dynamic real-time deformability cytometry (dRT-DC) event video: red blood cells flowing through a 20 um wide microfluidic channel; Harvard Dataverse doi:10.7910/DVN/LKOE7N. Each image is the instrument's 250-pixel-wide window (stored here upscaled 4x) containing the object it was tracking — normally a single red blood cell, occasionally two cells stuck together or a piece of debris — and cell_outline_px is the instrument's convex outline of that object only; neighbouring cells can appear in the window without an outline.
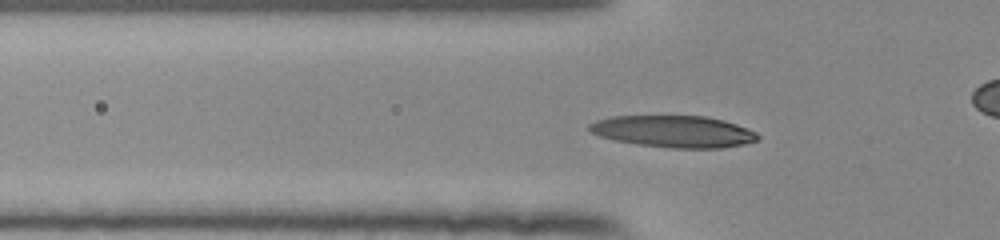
{"species": "human", "species_latin": "Homo sapiens", "temperature_condition": "room temperature", "stored_images_in_passage": 52, "camera_frame_rate_fps": 3000, "um_per_image_px": 0.085, "donor": {"sex": "female"}, "frame": {"image": 1, "passage_image": 16, "time_ms": 5.0, "image_size_px": [1000, 240], "cell_outline_px": [[760, 136], [756, 140], [744, 144], [720, 148], [672, 148], [640, 144], [616, 140], [600, 136], [592, 132], [588, 128], [588, 124], [596, 120], [612, 116], [704, 116], [724, 120], [748, 128], [756, 132]], "centroid_in_image_um": [57.28, 11.17], "position_along_channel_um": 68.5, "area_um2": 31.04}}
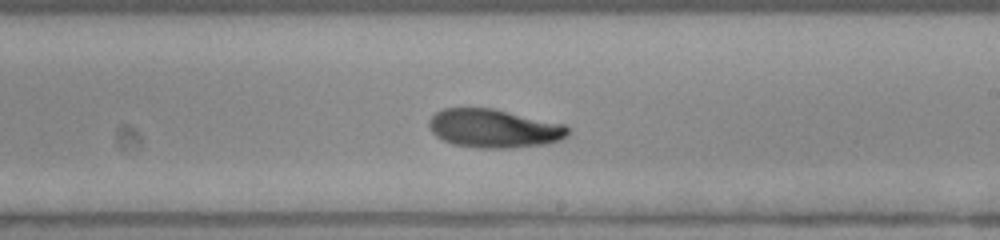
{"frame": {"image": 2, "passage_image": 30, "time_ms": 9.667, "image_size_px": [1000, 240], "cell_outline_px": [[568, 136], [560, 140], [548, 144], [512, 148], [476, 148], [452, 144], [436, 136], [428, 128], [428, 120], [436, 112], [444, 108], [492, 108], [564, 124], [568, 128]], "centroid_in_image_um": [41.97, 10.93], "position_along_channel_um": 247.0, "area_um2": 31.39}}
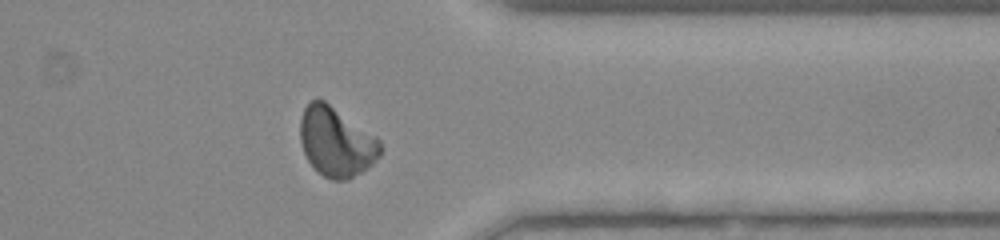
{"frame": {"image": 3, "passage_image": 41, "time_ms": 13.333, "image_size_px": [1000, 240], "cell_outline_px": [[384, 148], [380, 156], [368, 168], [348, 180], [332, 180], [324, 176], [308, 160], [304, 152], [300, 140], [300, 116], [304, 108], [312, 100], [324, 100], [376, 136], [380, 140]], "centroid_in_image_um": [28.61, 12.07], "position_along_channel_um": 382.8, "area_um2": 32.43}, "authors_computed_cell_mechanics": {"area_um2": 30.2583, "velocity_mm_per_s": 3.8681, "shape_relaxation_time_tau1_ms": 4.9916, "shape_relaxation_time_tau2_ms": 4.1735, "deformation_change_tau1": 0.1711, "deformation_change_tau2": 0.0966}}